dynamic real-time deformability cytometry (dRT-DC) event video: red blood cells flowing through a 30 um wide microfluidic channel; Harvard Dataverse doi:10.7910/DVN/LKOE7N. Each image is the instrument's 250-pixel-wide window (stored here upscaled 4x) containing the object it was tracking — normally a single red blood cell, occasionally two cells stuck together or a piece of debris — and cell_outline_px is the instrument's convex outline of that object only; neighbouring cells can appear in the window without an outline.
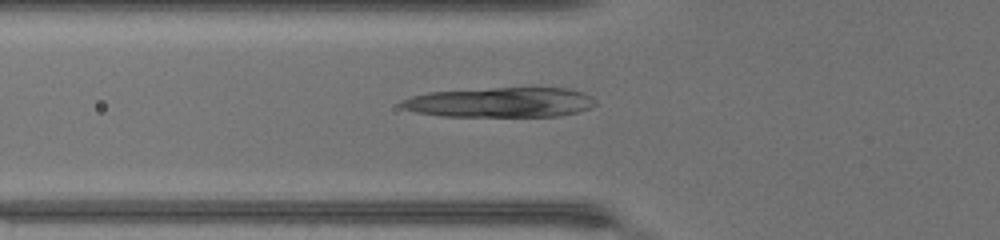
{"species": "common noctule bat (a hibernating species)", "species_latin": "Nyctalus noctula", "temperature_condition": "warm", "stored_images_in_passage": 18, "camera_frame_rate_fps": 3000, "um_per_image_px": 0.085, "animal": {"sex": "female", "body_mass_g": 17.0, "forearm_length_mm": 48.0}, "frame": {"image": 1, "passage_image": 18, "time_ms": 5.667, "image_size_px": [1000, 240], "cell_outline_px": [[596, 104], [592, 108], [560, 116], [440, 116], [416, 112], [404, 108], [400, 104], [400, 100], [412, 96], [428, 92], [492, 88], [564, 88], [580, 92], [592, 96], [596, 100]], "centroid_in_image_um": [42.54, 8.7], "position_along_channel_um": 83.3, "area_um2": 33.76}}